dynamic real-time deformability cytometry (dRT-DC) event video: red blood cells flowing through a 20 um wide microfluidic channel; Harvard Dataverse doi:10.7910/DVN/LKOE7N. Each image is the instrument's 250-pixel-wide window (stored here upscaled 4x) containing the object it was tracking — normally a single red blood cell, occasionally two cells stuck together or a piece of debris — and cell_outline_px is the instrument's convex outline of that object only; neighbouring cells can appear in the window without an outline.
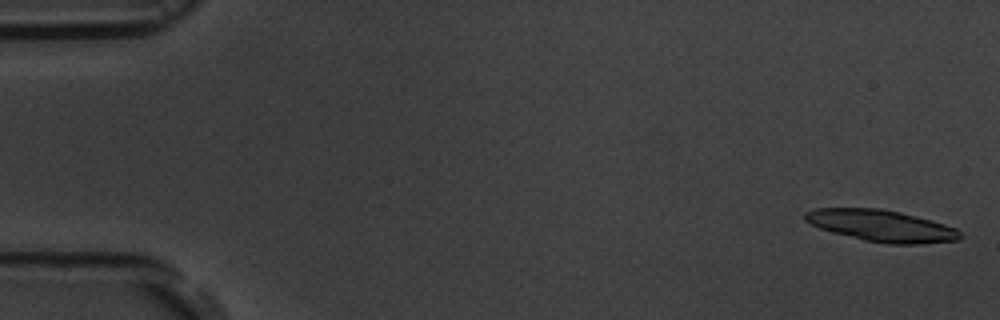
{"species": "common noctule bat (a hibernating species)", "species_latin": "Nyctalus noctula", "temperature_condition": "room temperature", "stored_images_in_passage": 5, "camera_frame_rate_fps": 3000, "um_per_image_px": 0.085, "animal": {"sex": "male", "body_mass_g": 19.5, "forearm_length_mm": 54.6}, "frame": {"image": 1, "passage_image": 1, "time_ms": 0.0, "image_size_px": [1000, 320], "cell_outline_px": [[960, 240], [920, 244], [888, 244], [864, 240], [832, 232], [820, 228], [804, 220], [804, 212], [816, 208], [880, 208], [900, 212], [932, 220], [956, 228], [960, 232]], "centroid_in_image_um": [74.92, 19.19], "position_along_channel_um": 10.1, "area_um2": 28.55}}